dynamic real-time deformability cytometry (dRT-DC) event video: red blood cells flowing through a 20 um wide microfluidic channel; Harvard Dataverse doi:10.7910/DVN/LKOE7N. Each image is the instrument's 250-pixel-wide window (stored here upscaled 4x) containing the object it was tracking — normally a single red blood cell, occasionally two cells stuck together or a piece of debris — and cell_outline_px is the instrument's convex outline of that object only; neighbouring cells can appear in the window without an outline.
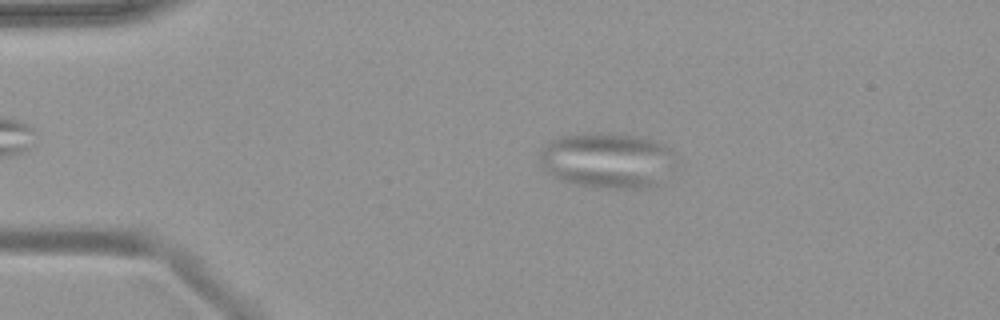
{"species": "common noctule bat (a hibernating species)", "species_latin": "Nyctalus noctula", "temperature_condition": "warm", "stored_images_in_passage": 52, "camera_frame_rate_fps": 3000, "um_per_image_px": 0.085, "animal": {"sex": "female", "body_mass_g": 19.9}, "frame": {"image": 1, "passage_image": 11, "time_ms": 3.333, "image_size_px": [1000, 320], "cell_outline_px": [[668, 152], [656, 184], [648, 188], [616, 188], [580, 184], [564, 180], [556, 176], [540, 160], [540, 152], [548, 144], [564, 136], [596, 132], [612, 132], [636, 136], [652, 140], [664, 144], [668, 148]], "centroid_in_image_um": [51.51, 13.58], "position_along_channel_um": 33.5, "area_um2": 41.21}}
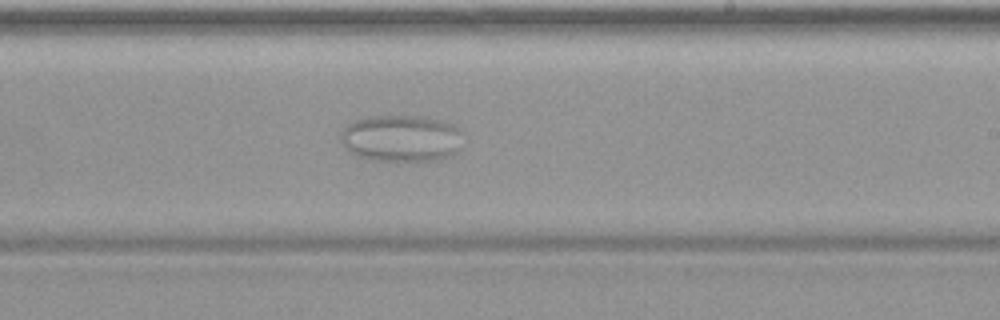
{"frame": {"image": 2, "passage_image": 32, "time_ms": 10.333, "image_size_px": [1000, 320], "cell_outline_px": [[460, 148], [456, 152], [440, 160], [376, 160], [356, 156], [340, 140], [344, 128], [348, 124], [356, 120], [376, 116], [412, 116], [440, 120], [452, 124], [460, 132]], "centroid_in_image_um": [34.11, 11.76], "position_along_channel_um": 254.9, "area_um2": 32.66}}
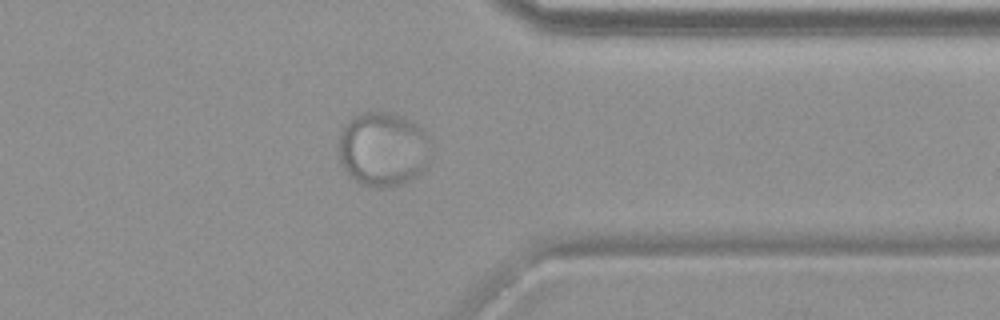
{"frame": {"image": 3, "passage_image": 42, "time_ms": 13.667, "image_size_px": [1000, 320], "cell_outline_px": [[432, 160], [428, 168], [412, 180], [400, 184], [384, 188], [376, 188], [360, 184], [340, 164], [340, 132], [344, 124], [352, 116], [372, 108], [392, 112], [404, 116], [412, 120], [424, 128], [428, 136]], "centroid_in_image_um": [32.62, 12.63], "position_along_channel_um": 378.8, "area_um2": 41.38}}